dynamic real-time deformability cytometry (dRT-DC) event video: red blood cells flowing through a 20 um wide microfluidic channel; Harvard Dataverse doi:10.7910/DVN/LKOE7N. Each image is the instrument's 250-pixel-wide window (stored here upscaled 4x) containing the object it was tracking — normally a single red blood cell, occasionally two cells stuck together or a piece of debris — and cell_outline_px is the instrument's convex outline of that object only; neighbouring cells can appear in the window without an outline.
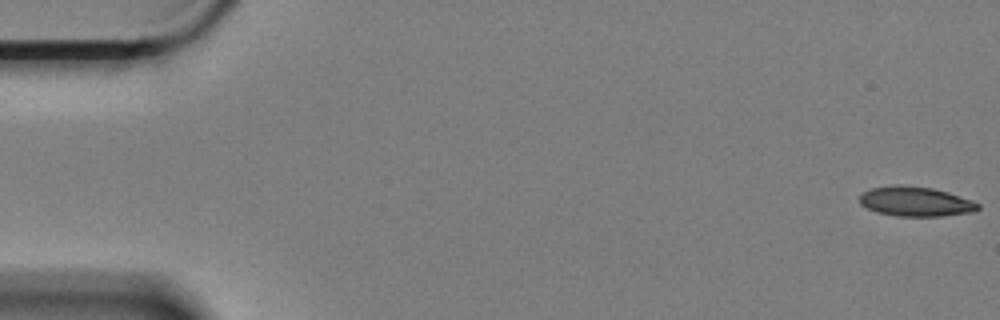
{"species": "Egyptian fruit bat (a non-hibernating species)", "species_latin": "Rousettus aegyptiacus", "temperature_condition": "cold", "stored_images_in_passage": 2, "camera_frame_rate_fps": 3000, "um_per_image_px": 0.085, "animal": {"sex": "female"}, "frame": {"image": 1, "passage_image": 2, "time_ms": 0.333, "image_size_px": [1000, 320], "cell_outline_px": [[980, 208], [976, 212], [940, 216], [896, 216], [876, 212], [860, 204], [860, 192], [872, 188], [892, 184], [900, 184], [932, 188], [948, 192], [972, 200], [980, 204]], "centroid_in_image_um": [77.82, 17.12], "position_along_channel_um": 7.2, "area_um2": 20.75}}